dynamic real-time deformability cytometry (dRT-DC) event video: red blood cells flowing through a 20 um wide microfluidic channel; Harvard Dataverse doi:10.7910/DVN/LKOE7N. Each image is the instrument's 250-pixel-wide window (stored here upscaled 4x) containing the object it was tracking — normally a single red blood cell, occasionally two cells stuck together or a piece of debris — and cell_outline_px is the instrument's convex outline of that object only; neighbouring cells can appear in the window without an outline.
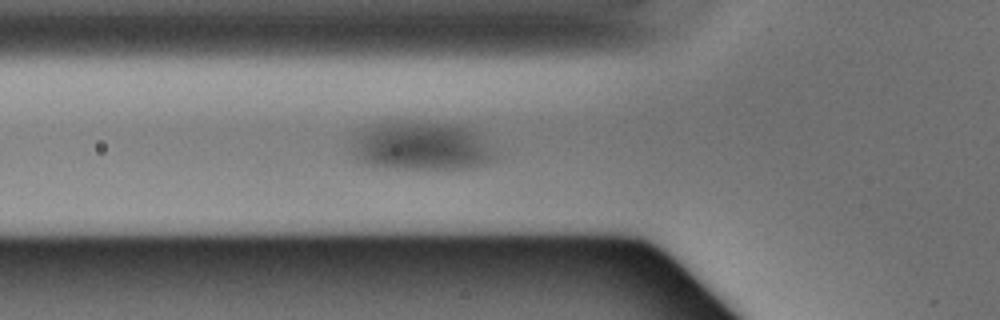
{"species": "Egyptian fruit bat (a non-hibernating species)", "species_latin": "Rousettus aegyptiacus", "temperature_condition": "warm", "stored_images_in_passage": 29, "camera_frame_rate_fps": 3000, "um_per_image_px": 0.085, "animal": {"sex": "male"}, "frame": {"image": 1, "passage_image": 7, "time_ms": 2.0, "image_size_px": [1000, 320], "cell_outline_px": [[496, 160], [472, 168], [372, 168], [356, 160], [352, 156], [352, 136], [360, 128], [372, 124], [396, 120], [456, 124], [468, 128], [476, 132], [496, 152]], "centroid_in_image_um": [35.71, 12.41], "position_along_channel_um": 90.1, "area_um2": 41.79}}
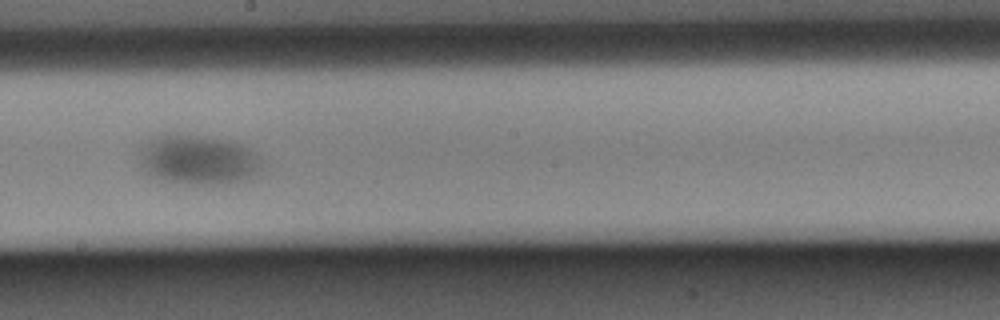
{"frame": {"image": 2, "passage_image": 17, "time_ms": 5.333, "image_size_px": [1000, 320], "cell_outline_px": [[264, 160], [260, 176], [252, 180], [232, 184], [176, 184], [156, 180], [144, 172], [140, 168], [140, 148], [156, 136], [164, 132], [172, 132], [200, 136], [224, 140], [240, 144], [252, 148]], "centroid_in_image_um": [16.89, 13.62], "position_along_channel_um": 231.3, "area_um2": 37.11}}
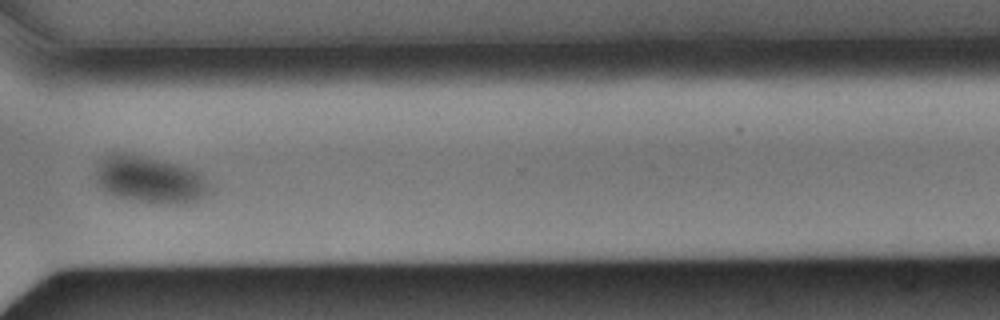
{"frame": {"image": 3, "passage_image": 26, "time_ms": 8.333, "image_size_px": [1000, 320], "cell_outline_px": [[216, 188], [212, 192], [200, 200], [184, 204], [156, 204], [128, 200], [104, 192], [100, 188], [96, 180], [96, 164], [104, 156], [112, 152], [128, 152], [148, 156], [196, 168], [204, 172]], "centroid_in_image_um": [12.85, 15.26], "position_along_channel_um": 357.8, "area_um2": 33.18}}